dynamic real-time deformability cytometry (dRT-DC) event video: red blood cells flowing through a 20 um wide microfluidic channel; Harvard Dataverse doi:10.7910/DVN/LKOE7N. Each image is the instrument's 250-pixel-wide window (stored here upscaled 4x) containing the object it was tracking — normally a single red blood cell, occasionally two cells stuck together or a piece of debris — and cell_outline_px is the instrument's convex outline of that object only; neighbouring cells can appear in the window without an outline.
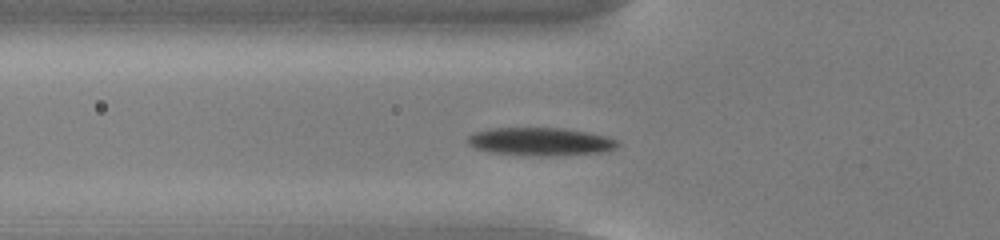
{"species": "common noctule bat (a hibernating species)", "species_latin": "Nyctalus noctula", "temperature_condition": "cold", "stored_images_in_passage": 37, "camera_frame_rate_fps": 3000, "um_per_image_px": 0.085, "animal": {"sex": "male", "body_mass_g": 13.0, "forearm_length_mm": 53.1}, "frame": {"image": 1, "passage_image": 2, "time_ms": 0.333, "image_size_px": [1000, 240], "cell_outline_px": [[620, 144], [616, 148], [604, 152], [552, 156], [536, 156], [492, 152], [476, 148], [468, 144], [468, 136], [472, 132], [488, 128], [564, 128], [604, 136], [616, 140]], "centroid_in_image_um": [45.91, 12.04], "position_along_channel_um": 79.9, "area_um2": 24.45}}
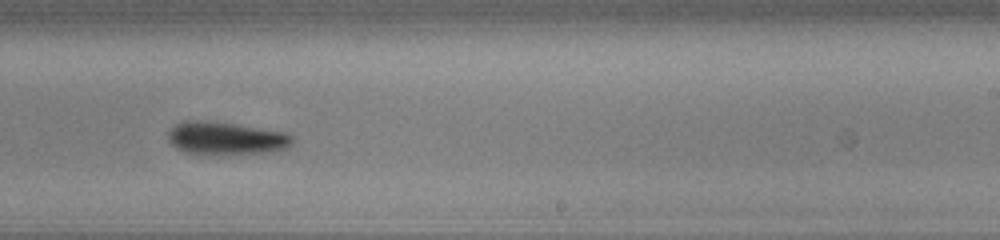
{"frame": {"image": 2, "passage_image": 17, "time_ms": 5.333, "image_size_px": [1000, 240], "cell_outline_px": [[292, 144], [288, 148], [268, 152], [208, 156], [184, 152], [176, 148], [168, 140], [168, 132], [180, 120], [212, 120], [288, 132], [292, 136]], "centroid_in_image_um": [19.18, 11.76], "position_along_channel_um": 269.8, "area_um2": 24.62}}
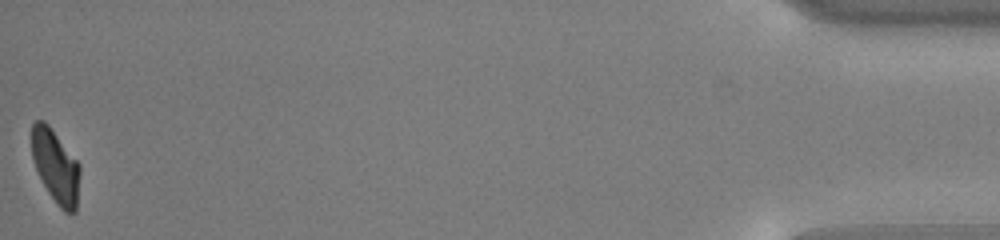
{"frame": {"image": 3, "passage_image": 37, "time_ms": 12.0, "image_size_px": [1000, 240], "cell_outline_px": [[80, 172], [76, 212], [64, 212], [56, 204], [48, 192], [36, 168], [32, 156], [32, 124], [36, 120], [44, 120], [48, 124], [80, 164]], "centroid_in_image_um": [4.74, 14.14], "position_along_channel_um": 430.5, "area_um2": 20.4}, "authors_computed_cell_mechanics": {"area_um2": 24.1026, "velocity_mm_per_s": 3.8019, "shape_relaxation_time_tau1_ms": 3.0946, "shape_relaxation_time_tau2_ms": null, "deformation_change_tau1": 0.1254, "deformation_change_tau2": null}}